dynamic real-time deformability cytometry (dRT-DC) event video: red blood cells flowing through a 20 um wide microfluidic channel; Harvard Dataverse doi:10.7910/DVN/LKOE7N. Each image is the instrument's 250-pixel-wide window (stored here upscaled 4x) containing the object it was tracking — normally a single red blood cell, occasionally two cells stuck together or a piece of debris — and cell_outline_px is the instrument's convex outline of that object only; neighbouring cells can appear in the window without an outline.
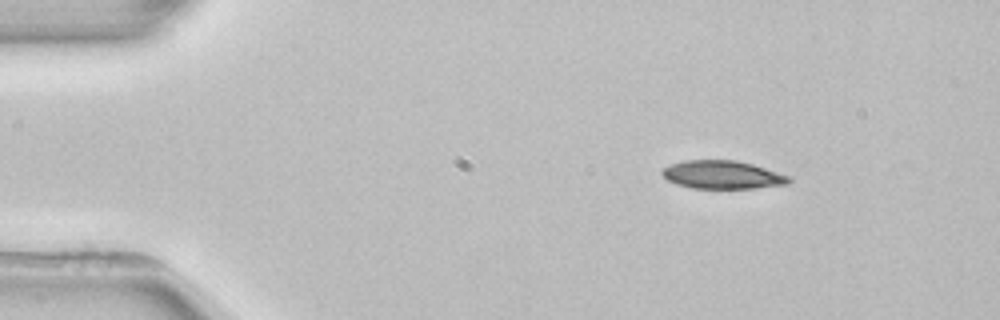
{"species": "common noctule bat (a hibernating species)", "species_latin": "Nyctalus noctula", "temperature_condition": "room temperature", "stored_images_in_passage": 3, "camera_frame_rate_fps": 3000, "um_per_image_px": 0.085, "animal": {"sex": "female", "body_mass_g": 22.7, "forearm_length_mm": 54.2}, "frame": {"image": 1, "passage_image": 1, "time_ms": 0.0, "image_size_px": [1000, 320], "cell_outline_px": [[792, 180], [788, 184], [756, 188], [692, 188], [676, 184], [668, 180], [660, 172], [664, 168], [672, 164], [684, 160], [736, 160], [752, 164], [792, 176]], "centroid_in_image_um": [61.45, 14.85], "position_along_channel_um": 23.6, "area_um2": 20.87}}
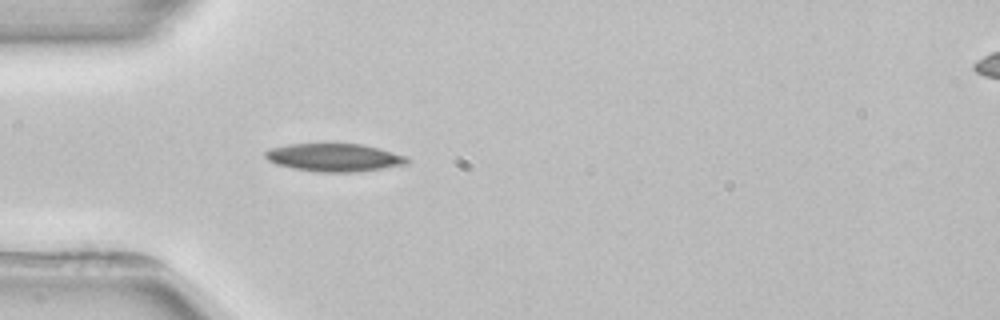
{"frame": {"image": 2, "passage_image": 3, "time_ms": 2.667, "image_size_px": [1000, 320], "cell_outline_px": [[408, 160], [404, 164], [356, 172], [316, 172], [292, 168], [276, 164], [268, 160], [264, 156], [264, 152], [268, 148], [288, 144], [364, 144], [380, 148], [408, 156]], "centroid_in_image_um": [28.36, 13.38], "position_along_channel_um": 56.6, "area_um2": 23.12}}